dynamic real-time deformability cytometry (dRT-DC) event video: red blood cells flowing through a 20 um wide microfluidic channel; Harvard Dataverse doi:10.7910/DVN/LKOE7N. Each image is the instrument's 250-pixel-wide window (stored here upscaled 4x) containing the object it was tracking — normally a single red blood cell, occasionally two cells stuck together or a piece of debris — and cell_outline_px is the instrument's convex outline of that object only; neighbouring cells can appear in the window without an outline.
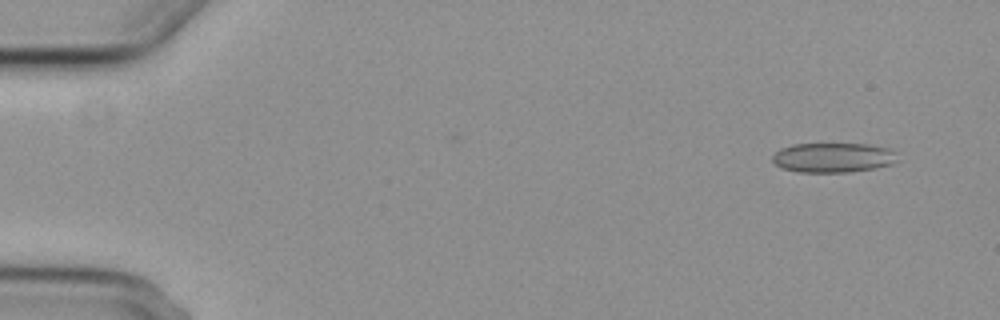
{"species": "common noctule bat (a hibernating species)", "species_latin": "Nyctalus noctula", "temperature_condition": "cold", "stored_images_in_passage": 7, "camera_frame_rate_fps": 3000, "um_per_image_px": 0.085, "animal": {"sex": "female", "body_mass_g": 29.2, "forearm_length_mm": 56.3}, "frame": {"image": 1, "passage_image": 2, "time_ms": 1.0, "image_size_px": [1000, 320], "cell_outline_px": [[900, 160], [892, 164], [876, 168], [848, 172], [796, 172], [784, 168], [776, 164], [772, 160], [772, 156], [780, 148], [792, 144], [868, 144], [888, 148], [896, 152]], "centroid_in_image_um": [70.86, 13.39], "position_along_channel_um": 14.1, "area_um2": 21.79}}
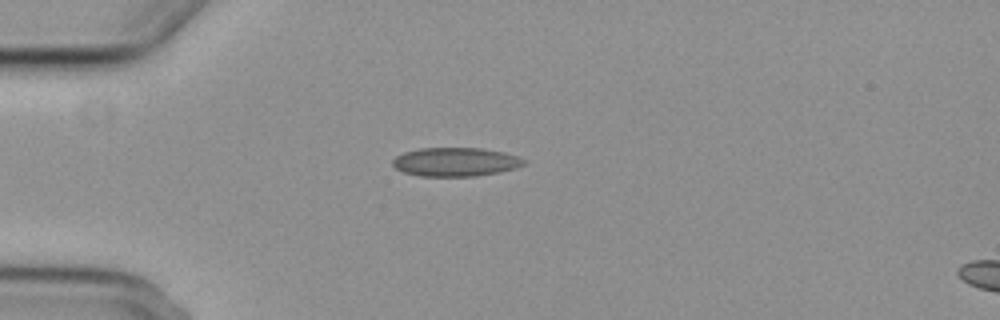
{"frame": {"image": 2, "passage_image": 5, "time_ms": 4.667, "image_size_px": [1000, 320], "cell_outline_px": [[528, 164], [516, 168], [500, 172], [476, 176], [420, 176], [404, 172], [396, 168], [392, 164], [392, 160], [396, 156], [404, 152], [420, 148], [480, 148], [504, 152], [528, 160]], "centroid_in_image_um": [38.76, 13.76], "position_along_channel_um": 46.2, "area_um2": 22.14}}
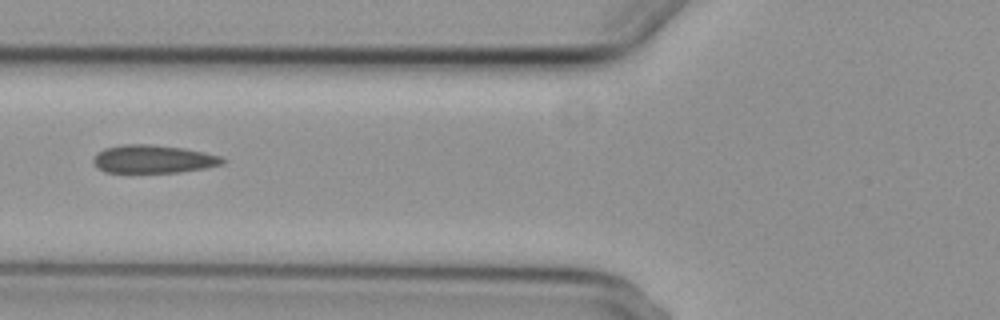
{"frame": {"image": 3, "passage_image": 7, "time_ms": 7.0, "image_size_px": [1000, 320], "cell_outline_px": [[228, 160], [224, 164], [204, 168], [180, 172], [104, 172], [92, 160], [104, 148], [124, 144], [148, 144], [184, 148], [224, 156]], "centroid_in_image_um": [13.12, 13.51], "position_along_channel_um": 112.7, "area_um2": 21.1}}